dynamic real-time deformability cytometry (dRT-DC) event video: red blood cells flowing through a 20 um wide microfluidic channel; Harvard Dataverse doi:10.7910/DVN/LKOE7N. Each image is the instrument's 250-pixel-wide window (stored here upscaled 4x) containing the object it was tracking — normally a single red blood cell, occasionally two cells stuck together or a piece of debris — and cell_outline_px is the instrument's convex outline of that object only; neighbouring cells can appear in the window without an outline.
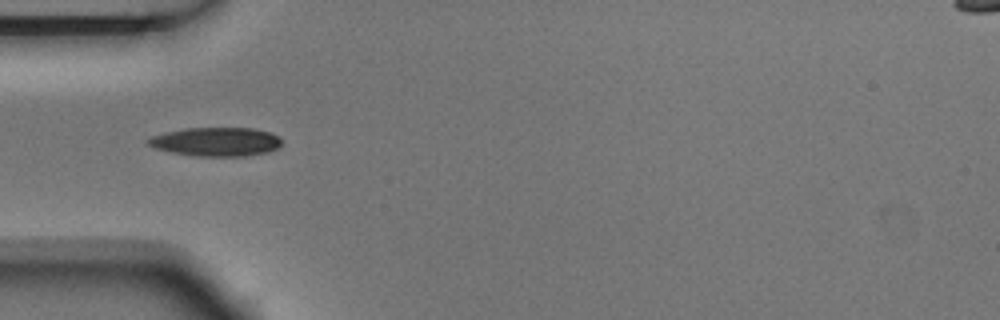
{"species": "Egyptian fruit bat (a non-hibernating species)", "species_latin": "Rousettus aegyptiacus", "temperature_condition": "room temperature", "stored_images_in_passage": 2, "camera_frame_rate_fps": 3000, "um_per_image_px": 0.085, "animal": {"sex": "male"}, "frame": {"image": 1, "passage_image": 1, "time_ms": 0.0, "image_size_px": [1000, 320], "cell_outline_px": [[280, 144], [276, 148], [268, 152], [244, 156], [196, 156], [172, 152], [156, 148], [148, 144], [144, 140], [152, 136], [184, 128], [252, 128], [268, 132], [280, 136]], "centroid_in_image_um": [18.36, 12.05], "position_along_channel_um": 66.6, "area_um2": 22.25}}
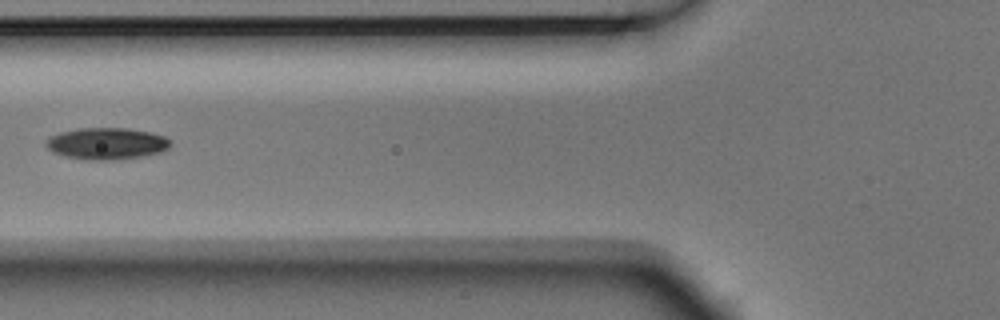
{"frame": {"image": 2, "passage_image": 2, "time_ms": 0.333, "image_size_px": [1000, 320], "cell_outline_px": [[168, 148], [160, 152], [140, 156], [112, 160], [88, 160], [64, 156], [52, 152], [44, 144], [44, 140], [48, 136], [60, 132], [76, 128], [128, 128], [148, 132], [164, 136], [168, 140]], "centroid_in_image_um": [8.96, 12.19], "position_along_channel_um": 116.8, "area_um2": 22.95}}